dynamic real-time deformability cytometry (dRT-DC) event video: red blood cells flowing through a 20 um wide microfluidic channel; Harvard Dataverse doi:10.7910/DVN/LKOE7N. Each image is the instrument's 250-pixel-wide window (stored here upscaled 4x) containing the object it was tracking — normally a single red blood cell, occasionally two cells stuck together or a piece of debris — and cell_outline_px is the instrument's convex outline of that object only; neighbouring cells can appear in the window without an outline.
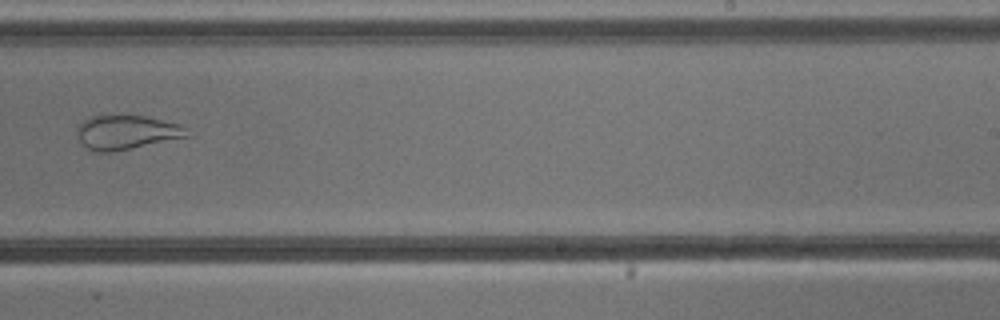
{"species": "common noctule bat (a hibernating species)", "species_latin": "Nyctalus noctula", "temperature_condition": "cold", "stored_images_in_passage": 9, "camera_frame_rate_fps": 3000, "um_per_image_px": 0.085, "animal": {"sex": "male", "body_mass_g": 13.3}, "frame": {"image": 1, "passage_image": 9, "time_ms": 10.0, "image_size_px": [1000, 320], "cell_outline_px": [[188, 136], [112, 152], [96, 152], [88, 148], [76, 136], [76, 128], [84, 120], [92, 116], [144, 116], [180, 124], [188, 128]], "centroid_in_image_um": [10.73, 11.25], "position_along_channel_um": 278.3, "area_um2": 21.56}}